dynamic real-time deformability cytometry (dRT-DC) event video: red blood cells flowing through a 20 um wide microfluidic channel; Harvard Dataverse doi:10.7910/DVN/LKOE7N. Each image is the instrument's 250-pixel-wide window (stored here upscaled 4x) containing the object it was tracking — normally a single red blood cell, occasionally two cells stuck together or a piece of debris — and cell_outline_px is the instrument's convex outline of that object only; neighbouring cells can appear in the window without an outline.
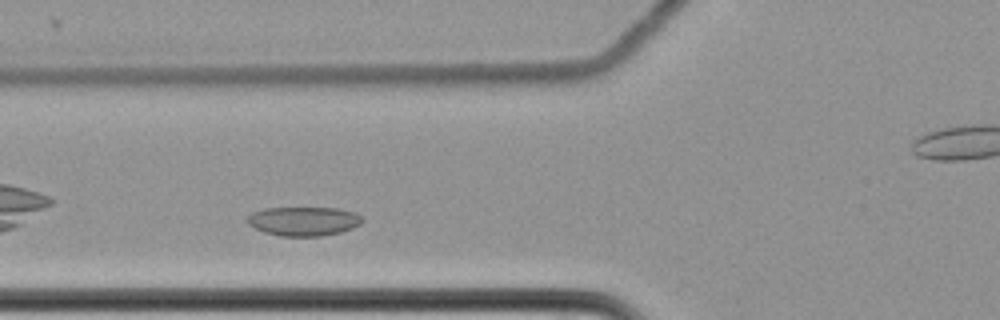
{"species": "common noctule bat (a hibernating species)", "species_latin": "Nyctalus noctula", "temperature_condition": "cold", "stored_images_in_passage": 33, "camera_frame_rate_fps": 3000, "um_per_image_px": 0.085, "animal": {"sex": "female", "body_mass_g": 22.7, "forearm_length_mm": 54.2}, "frame": {"image": 1, "passage_image": 6, "time_ms": 1.667, "image_size_px": [1000, 320], "cell_outline_px": [[364, 220], [360, 224], [352, 228], [340, 232], [324, 236], [280, 236], [264, 232], [248, 224], [244, 220], [252, 212], [264, 208], [336, 208], [352, 212], [360, 216]], "centroid_in_image_um": [25.77, 18.8], "position_along_channel_um": 100.0, "area_um2": 19.48}}
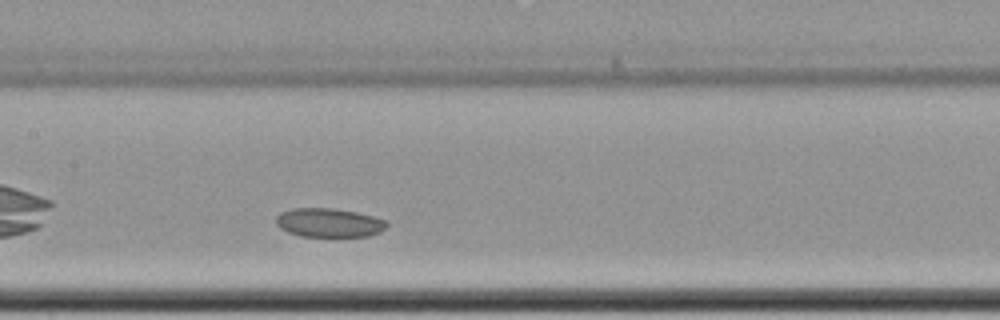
{"frame": {"image": 2, "passage_image": 13, "time_ms": 4.0, "image_size_px": [1000, 320], "cell_outline_px": [[388, 224], [380, 232], [368, 236], [300, 236], [288, 232], [280, 228], [276, 224], [276, 216], [280, 212], [292, 208], [332, 208], [356, 212], [372, 216], [384, 220]], "centroid_in_image_um": [27.92, 18.92], "position_along_channel_um": 179.5, "area_um2": 18.55}}
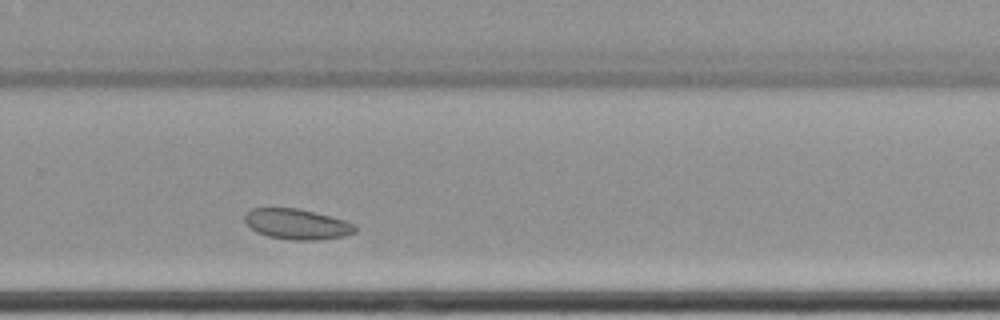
{"frame": {"image": 3, "passage_image": 24, "time_ms": 7.667, "image_size_px": [1000, 320], "cell_outline_px": [[356, 232], [344, 236], [316, 240], [292, 240], [268, 236], [256, 232], [244, 220], [244, 212], [252, 208], [296, 208], [344, 220], [352, 224], [356, 228]], "centroid_in_image_um": [25.2, 19.05], "position_along_channel_um": 304.6, "area_um2": 19.36}}